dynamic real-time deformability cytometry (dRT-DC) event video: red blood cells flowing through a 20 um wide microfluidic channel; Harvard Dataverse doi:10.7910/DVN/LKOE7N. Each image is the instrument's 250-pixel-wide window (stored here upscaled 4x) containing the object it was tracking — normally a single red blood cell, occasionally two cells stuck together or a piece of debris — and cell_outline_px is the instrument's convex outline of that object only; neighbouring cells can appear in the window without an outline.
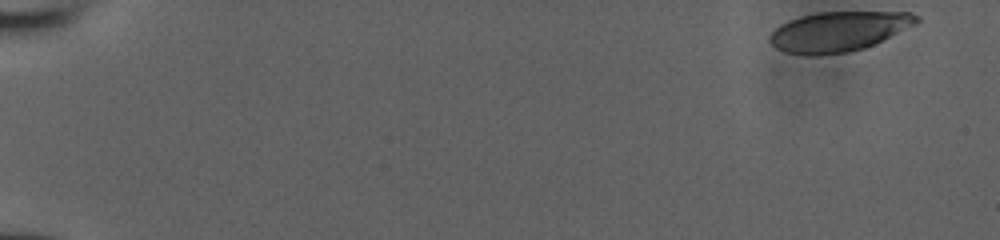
{"species": "human", "species_latin": "Homo sapiens", "temperature_condition": "room temperature", "stored_images_in_passage": 44, "camera_frame_rate_fps": 3000, "um_per_image_px": 0.085, "donor": {"sex": "male"}, "frame": {"image": 1, "passage_image": 1, "time_ms": 0.0, "image_size_px": [1000, 240], "cell_outline_px": [[920, 20], [916, 24], [864, 48], [848, 52], [784, 52], [776, 48], [768, 40], [768, 36], [780, 24], [788, 20], [800, 16], [816, 12], [912, 12], [920, 16]], "centroid_in_image_um": [71.31, 2.62], "position_along_channel_um": 13.7, "area_um2": 33.23}}
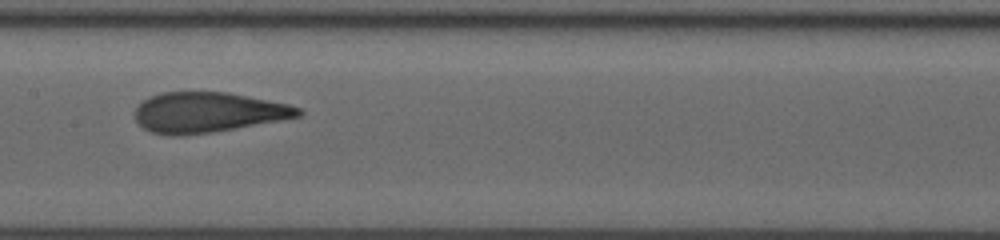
{"frame": {"image": 2, "passage_image": 25, "time_ms": 8.0, "image_size_px": [1000, 240], "cell_outline_px": [[304, 112], [300, 116], [280, 120], [236, 128], [212, 132], [180, 136], [168, 136], [152, 132], [144, 128], [136, 120], [136, 108], [148, 96], [160, 92], [228, 92], [288, 104], [300, 108]], "centroid_in_image_um": [17.66, 9.55], "position_along_channel_um": 189.7, "area_um2": 38.21}}
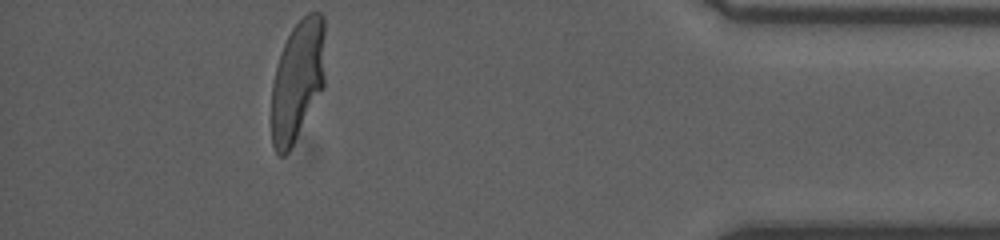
{"frame": {"image": 3, "passage_image": 44, "time_ms": 14.333, "image_size_px": [1000, 240], "cell_outline_px": [[324, 88], [288, 152], [284, 156], [280, 156], [276, 152], [272, 144], [272, 84], [276, 68], [284, 44], [292, 28], [308, 12], [320, 12], [324, 16]], "centroid_in_image_um": [25.3, 6.83], "position_along_channel_um": 409.9, "area_um2": 37.63}}